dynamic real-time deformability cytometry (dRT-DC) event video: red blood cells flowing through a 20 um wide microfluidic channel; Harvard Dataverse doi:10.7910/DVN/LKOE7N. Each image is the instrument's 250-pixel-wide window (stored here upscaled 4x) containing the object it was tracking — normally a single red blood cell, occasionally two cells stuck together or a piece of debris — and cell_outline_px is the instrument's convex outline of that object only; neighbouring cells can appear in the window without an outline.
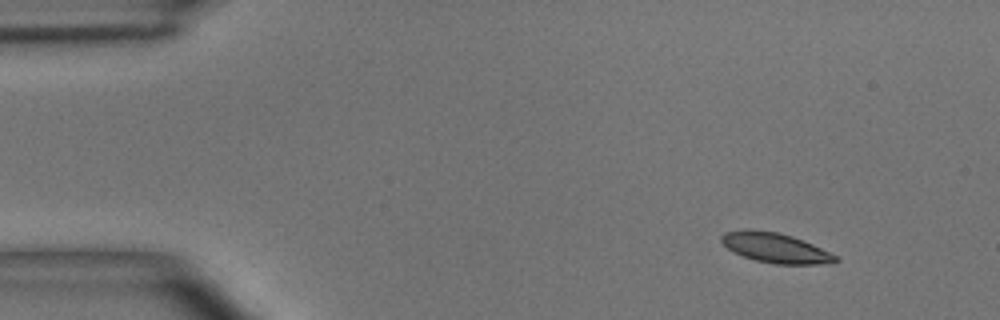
{"species": "common noctule bat (a hibernating species)", "species_latin": "Nyctalus noctula", "temperature_condition": "room temperature", "stored_images_in_passage": 2, "camera_frame_rate_fps": 3000, "um_per_image_px": 0.085, "animal": {"sex": "male", "body_mass_g": 15.6}, "frame": {"image": 1, "passage_image": 2, "time_ms": 2.0, "image_size_px": [1000, 320], "cell_outline_px": [[840, 260], [816, 264], [776, 264], [756, 260], [744, 256], [728, 248], [720, 240], [720, 236], [724, 232], [748, 228], [776, 232], [792, 236], [812, 244], [836, 256]], "centroid_in_image_um": [65.85, 21.04], "position_along_channel_um": 19.2, "area_um2": 19.48}}